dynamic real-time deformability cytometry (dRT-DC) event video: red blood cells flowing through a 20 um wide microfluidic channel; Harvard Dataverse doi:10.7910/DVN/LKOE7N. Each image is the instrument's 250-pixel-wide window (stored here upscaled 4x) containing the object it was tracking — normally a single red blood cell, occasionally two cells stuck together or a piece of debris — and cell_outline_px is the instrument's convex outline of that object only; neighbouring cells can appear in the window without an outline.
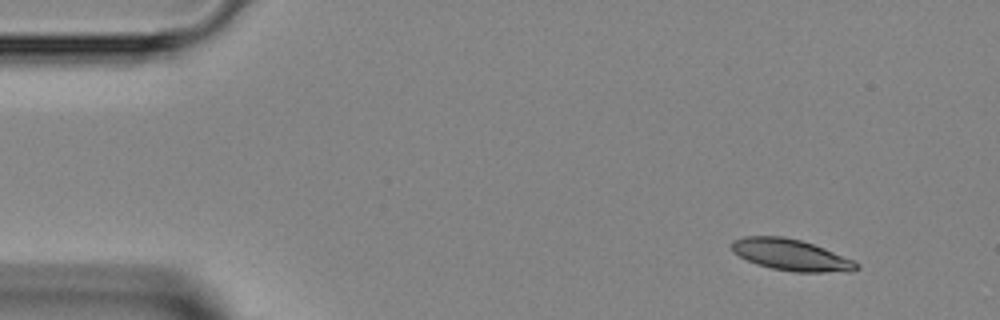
{"species": "Egyptian fruit bat (a non-hibernating species)", "species_latin": "Rousettus aegyptiacus", "temperature_condition": "room temperature", "stored_images_in_passage": 45, "camera_frame_rate_fps": 3000, "um_per_image_px": 0.085, "animal": {"sex": "female"}, "frame": {"image": 1, "passage_image": 4, "time_ms": 1.0, "image_size_px": [1000, 320], "cell_outline_px": [[860, 268], [852, 272], [792, 272], [772, 268], [756, 264], [732, 252], [732, 240], [744, 236], [784, 236], [800, 240], [824, 248], [852, 260], [860, 264]], "centroid_in_image_um": [67.24, 21.67], "position_along_channel_um": 17.8, "area_um2": 22.83}}
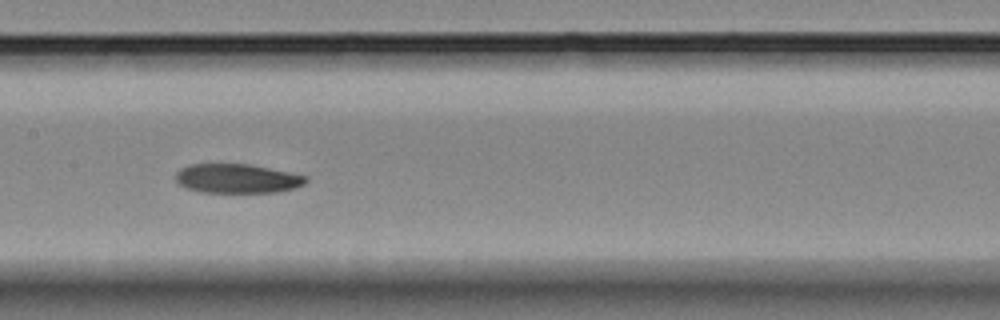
{"frame": {"image": 2, "passage_image": 22, "time_ms": 7.0, "image_size_px": [1000, 320], "cell_outline_px": [[308, 180], [304, 184], [296, 188], [276, 192], [200, 192], [188, 188], [180, 184], [176, 180], [176, 172], [180, 168], [188, 164], [248, 164], [308, 176]], "centroid_in_image_um": [20.16, 15.17], "position_along_channel_um": 187.2, "area_um2": 22.08}}
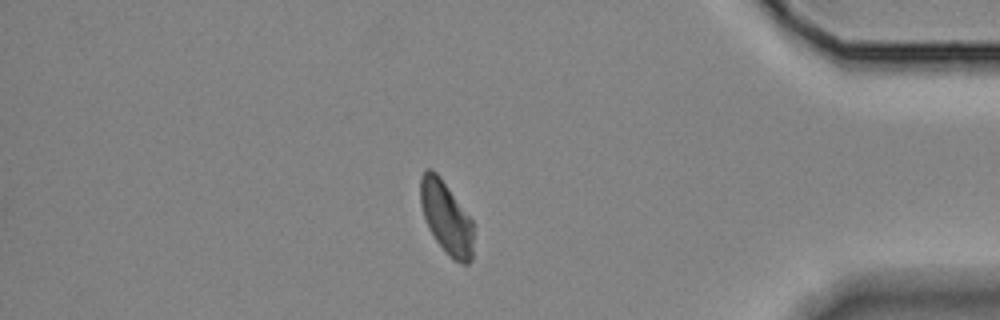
{"frame": {"image": 3, "passage_image": 39, "time_ms": 12.667, "image_size_px": [1000, 320], "cell_outline_px": [[472, 260], [468, 264], [464, 264], [452, 260], [436, 240], [428, 228], [420, 204], [420, 176], [428, 168], [436, 172], [440, 176], [472, 220]], "centroid_in_image_um": [37.92, 18.5], "position_along_channel_um": 397.3, "area_um2": 22.25}}